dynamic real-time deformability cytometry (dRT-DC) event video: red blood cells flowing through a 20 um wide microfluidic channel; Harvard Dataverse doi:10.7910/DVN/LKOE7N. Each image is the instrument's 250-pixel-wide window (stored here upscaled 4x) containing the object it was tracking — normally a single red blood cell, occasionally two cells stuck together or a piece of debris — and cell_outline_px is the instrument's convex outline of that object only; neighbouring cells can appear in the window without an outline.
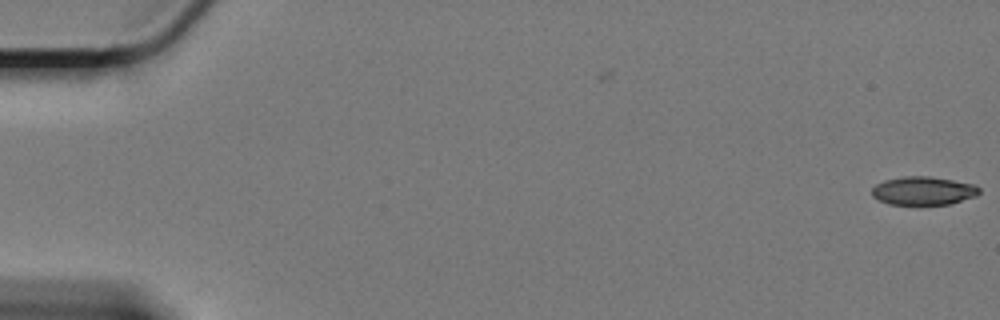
{"species": "Egyptian fruit bat (a non-hibernating species)", "species_latin": "Rousettus aegyptiacus", "temperature_condition": "cold", "stored_images_in_passage": 4, "camera_frame_rate_fps": 3000, "um_per_image_px": 0.085, "animal": {"sex": "female"}, "frame": {"image": 1, "passage_image": 4, "time_ms": 1.0, "image_size_px": [1000, 320], "cell_outline_px": [[980, 192], [976, 196], [952, 204], [888, 204], [872, 196], [872, 188], [876, 184], [884, 180], [904, 176], [928, 176], [976, 184], [980, 188]], "centroid_in_image_um": [78.51, 16.21], "position_along_channel_um": 6.5, "area_um2": 17.8}}